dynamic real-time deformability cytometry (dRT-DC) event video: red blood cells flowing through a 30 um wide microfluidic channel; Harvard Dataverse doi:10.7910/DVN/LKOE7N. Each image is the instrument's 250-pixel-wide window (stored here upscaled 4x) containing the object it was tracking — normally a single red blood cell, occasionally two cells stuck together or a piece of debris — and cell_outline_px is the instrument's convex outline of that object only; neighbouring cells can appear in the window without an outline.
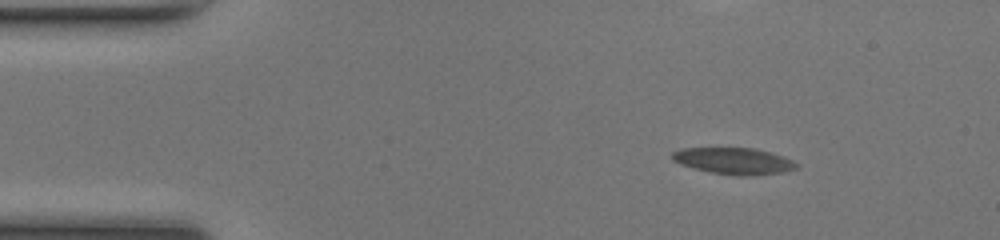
{"species": "common noctule bat (a hibernating species)", "species_latin": "Nyctalus noctula", "temperature_condition": "room temperature", "stored_images_in_passage": 43, "camera_frame_rate_fps": 3000, "um_per_image_px": 0.085, "animal": {"sex": "female", "body_mass_g": 17.0, "forearm_length_mm": 48.0}, "frame": {"image": 1, "passage_image": 1, "time_ms": 0.0, "image_size_px": [1000, 240], "cell_outline_px": [[800, 164], [796, 168], [784, 172], [744, 176], [712, 172], [692, 168], [680, 164], [672, 160], [672, 152], [680, 148], [752, 148], [784, 156]], "centroid_in_image_um": [62.36, 13.67], "position_along_channel_um": 22.6, "area_um2": 19.07}, "authors_computed_cell_mechanics": {"area_um2": 19.7676, "velocity_mm_per_s": 4.168, "shape_relaxation_time_tau1_ms": 7.0713, "shape_relaxation_time_tau2_ms": 4.6451, "deformation_change_tau1": 0.101, "deformation_change_tau2": 0.1129}}